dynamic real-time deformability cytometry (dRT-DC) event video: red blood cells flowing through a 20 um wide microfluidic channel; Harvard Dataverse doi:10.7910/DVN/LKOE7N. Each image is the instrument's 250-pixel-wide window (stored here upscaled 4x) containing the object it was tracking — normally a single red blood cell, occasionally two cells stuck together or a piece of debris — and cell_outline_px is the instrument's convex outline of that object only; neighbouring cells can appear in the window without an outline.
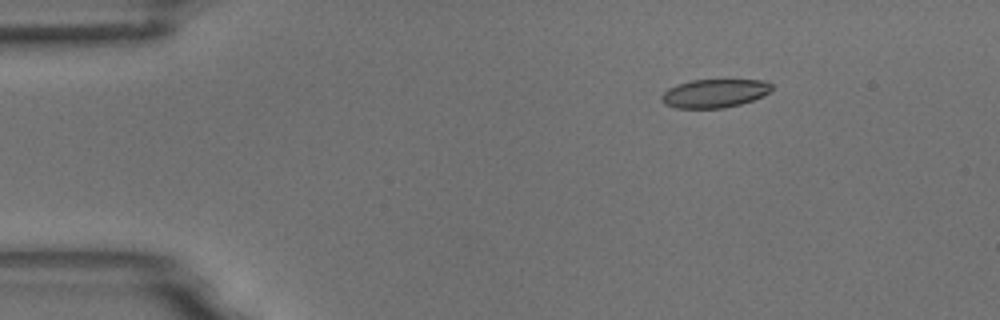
{"species": "common noctule bat (a hibernating species)", "species_latin": "Nyctalus noctula", "temperature_condition": "room temperature", "stored_images_in_passage": 3, "camera_frame_rate_fps": 3000, "um_per_image_px": 0.085, "animal": {"sex": "male", "body_mass_g": 18.8}, "frame": {"image": 1, "passage_image": 1, "time_ms": 0.0, "image_size_px": [1000, 320], "cell_outline_px": [[772, 88], [764, 96], [740, 104], [724, 108], [676, 108], [664, 104], [660, 100], [660, 96], [668, 88], [676, 84], [692, 80], [764, 80], [772, 84]], "centroid_in_image_um": [60.7, 7.93], "position_along_channel_um": 24.3, "area_um2": 18.38}}